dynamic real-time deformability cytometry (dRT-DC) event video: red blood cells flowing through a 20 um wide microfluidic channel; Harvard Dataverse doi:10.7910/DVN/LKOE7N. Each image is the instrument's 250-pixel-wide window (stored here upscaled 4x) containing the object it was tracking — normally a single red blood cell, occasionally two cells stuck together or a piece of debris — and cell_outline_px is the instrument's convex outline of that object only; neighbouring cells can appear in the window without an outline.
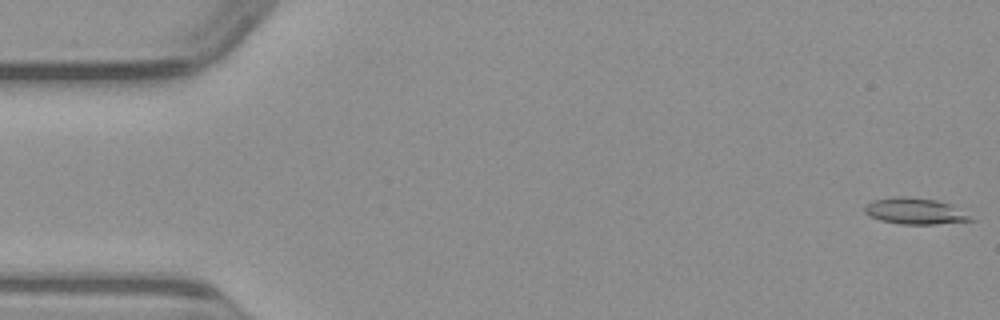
{"species": "common noctule bat (a hibernating species)", "species_latin": "Nyctalus noctula", "temperature_condition": "warm", "stored_images_in_passage": 50, "camera_frame_rate_fps": 3000, "um_per_image_px": 0.085, "animal": {"sex": "male", "body_mass_g": 23.1, "forearm_length_mm": 52.7}, "frame": {"image": 1, "passage_image": 1, "time_ms": 0.0, "image_size_px": [1000, 320], "cell_outline_px": [[976, 220], [936, 224], [900, 224], [880, 220], [868, 216], [864, 212], [864, 208], [872, 200], [892, 196], [908, 196], [936, 200], [952, 204]], "centroid_in_image_um": [77.75, 17.94], "position_along_channel_um": 7.2, "area_um2": 16.36}}
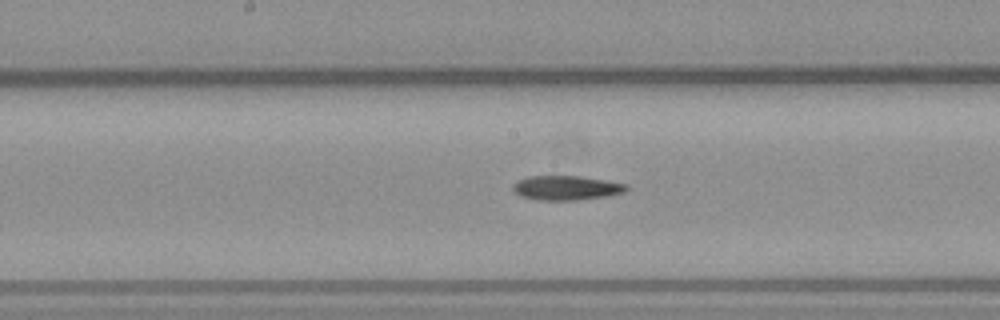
{"frame": {"image": 2, "passage_image": 25, "time_ms": 8.0, "image_size_px": [1000, 320], "cell_outline_px": [[628, 188], [624, 192], [604, 196], [576, 200], [536, 200], [520, 196], [512, 188], [520, 180], [528, 176], [580, 176], [628, 184]], "centroid_in_image_um": [48.14, 15.97], "position_along_channel_um": 200.1, "area_um2": 15.9}}
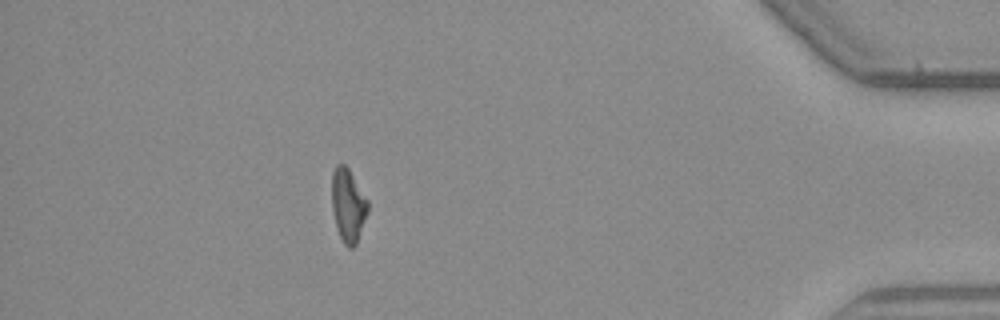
{"frame": {"image": 3, "passage_image": 44, "time_ms": 14.333, "image_size_px": [1000, 320], "cell_outline_px": [[368, 212], [356, 244], [352, 248], [348, 248], [344, 244], [336, 228], [332, 208], [332, 172], [336, 164], [344, 164], [348, 168], [368, 200]], "centroid_in_image_um": [29.58, 17.45], "position_along_channel_um": 405.6, "area_um2": 15.37}}